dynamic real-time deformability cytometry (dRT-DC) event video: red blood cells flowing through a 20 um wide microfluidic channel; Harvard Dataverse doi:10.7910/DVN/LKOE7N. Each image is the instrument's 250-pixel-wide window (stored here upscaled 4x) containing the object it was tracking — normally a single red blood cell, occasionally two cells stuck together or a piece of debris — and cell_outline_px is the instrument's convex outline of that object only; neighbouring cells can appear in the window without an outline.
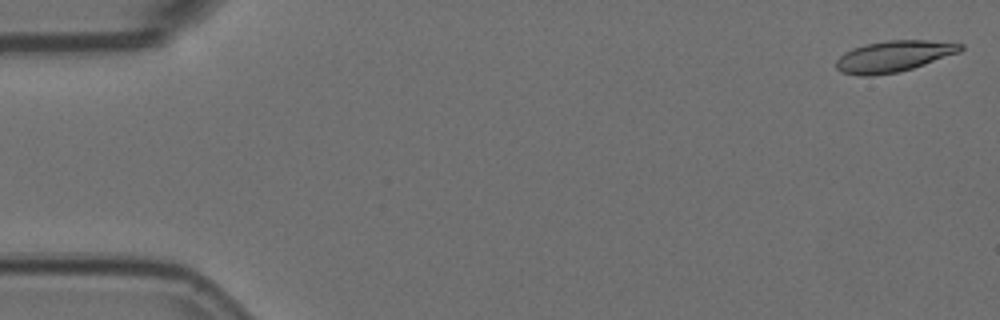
{"species": "Egyptian fruit bat (a non-hibernating species)", "species_latin": "Rousettus aegyptiacus", "temperature_condition": "room temperature", "stored_images_in_passage": 56, "camera_frame_rate_fps": 3000, "um_per_image_px": 0.085, "animal": {"sex": "female"}, "frame": {"image": 1, "passage_image": 1, "time_ms": 0.0, "image_size_px": [1000, 320], "cell_outline_px": [[964, 48], [960, 52], [900, 72], [872, 76], [860, 76], [840, 72], [836, 68], [836, 60], [844, 52], [852, 48], [868, 44], [888, 40], [928, 40], [964, 44]], "centroid_in_image_um": [75.95, 4.79], "position_along_channel_um": 9.1, "area_um2": 22.6}}
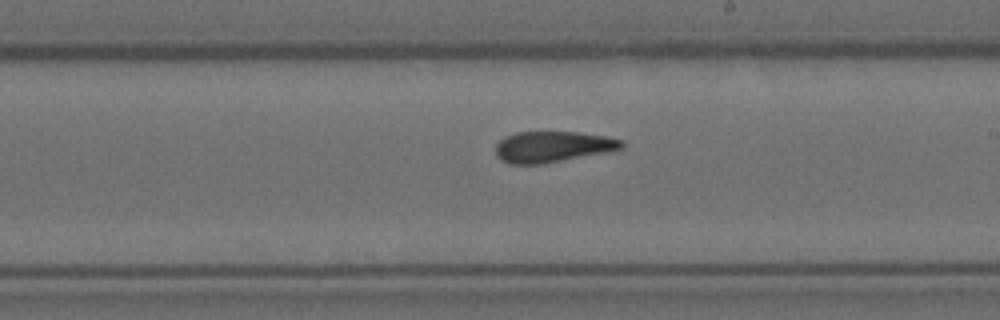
{"frame": {"image": 2, "passage_image": 32, "time_ms": 10.333, "image_size_px": [1000, 320], "cell_outline_px": [[624, 148], [608, 152], [544, 164], [508, 164], [500, 160], [496, 156], [496, 144], [504, 136], [516, 132], [576, 132], [604, 136], [624, 140]], "centroid_in_image_um": [46.96, 12.48], "position_along_channel_um": 242.0, "area_um2": 23.0}}
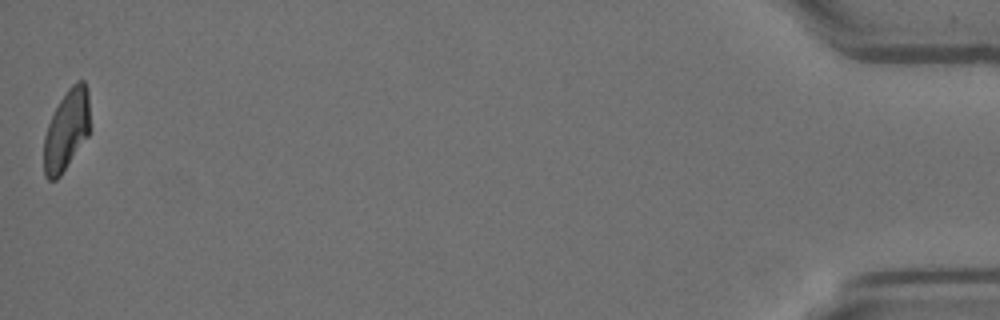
{"frame": {"image": 3, "passage_image": 56, "time_ms": 18.333, "image_size_px": [1000, 320], "cell_outline_px": [[88, 136], [60, 176], [56, 180], [48, 180], [44, 176], [44, 136], [48, 124], [60, 100], [68, 88], [76, 80], [84, 80], [88, 88]], "centroid_in_image_um": [5.64, 11.06], "position_along_channel_um": 429.6, "area_um2": 21.44}, "authors_computed_cell_mechanics": {"area_um2": 23.2356, "velocity_mm_per_s": 3.5732, "shape_relaxation_time_tau1_ms": null, "shape_relaxation_time_tau2_ms": 2.6053, "deformation_change_tau1": null, "deformation_change_tau2": 0.109}}